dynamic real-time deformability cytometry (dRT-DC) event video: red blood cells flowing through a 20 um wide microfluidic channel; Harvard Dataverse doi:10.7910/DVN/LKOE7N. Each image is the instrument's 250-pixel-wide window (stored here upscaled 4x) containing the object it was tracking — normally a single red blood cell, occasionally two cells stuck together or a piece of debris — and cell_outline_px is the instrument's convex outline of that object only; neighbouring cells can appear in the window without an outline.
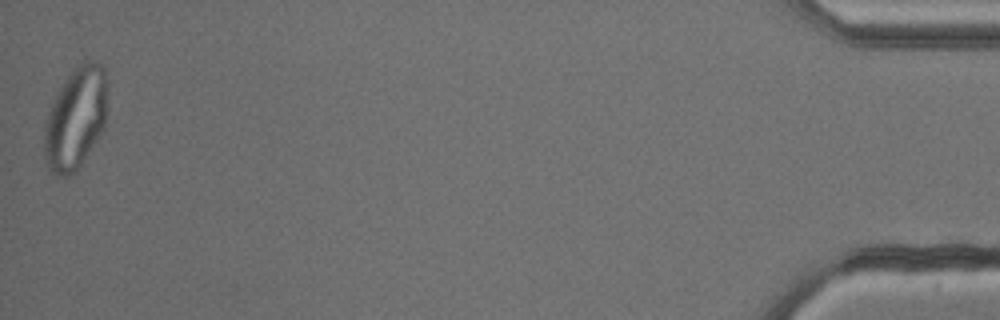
{"species": "common noctule bat (a hibernating species)", "species_latin": "Nyctalus noctula", "temperature_condition": "cold", "stored_images_in_passage": 53, "camera_frame_rate_fps": 3000, "um_per_image_px": 0.085, "animal": {"sex": "male", "body_mass_g": 13.3}, "frame": {"image": 1, "passage_image": 53, "time_ms": 17.333, "image_size_px": [1000, 320], "cell_outline_px": [[104, 124], [96, 140], [76, 172], [68, 176], [56, 176], [48, 168], [44, 156], [44, 120], [64, 80], [84, 60], [96, 60], [104, 64]], "centroid_in_image_um": [6.37, 10.09], "position_along_channel_um": 428.8, "area_um2": 36.76}}